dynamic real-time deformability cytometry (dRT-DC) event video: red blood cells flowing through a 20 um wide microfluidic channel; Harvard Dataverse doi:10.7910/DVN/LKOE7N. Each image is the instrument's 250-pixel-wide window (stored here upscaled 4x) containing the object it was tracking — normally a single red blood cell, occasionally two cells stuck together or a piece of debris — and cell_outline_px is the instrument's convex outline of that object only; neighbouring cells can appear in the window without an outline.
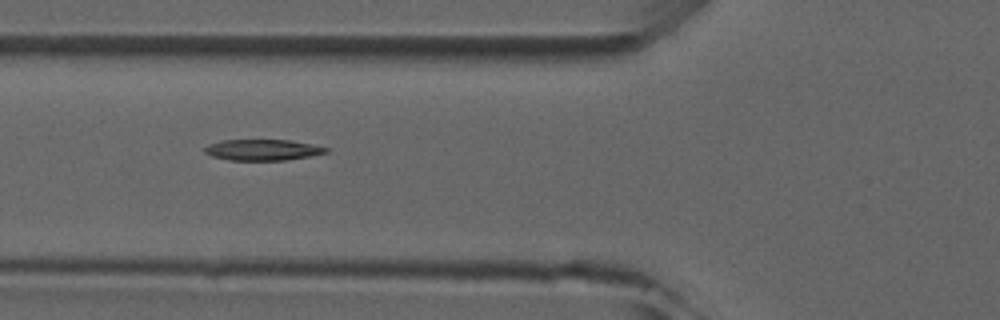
{"species": "common noctule bat (a hibernating species)", "species_latin": "Nyctalus noctula", "temperature_condition": "room temperature", "stored_images_in_passage": 5, "camera_frame_rate_fps": 3000, "um_per_image_px": 0.085, "animal": {"sex": "male", "forearm_length_mm": 52.5}, "frame": {"image": 1, "passage_image": 5, "time_ms": 4.667, "image_size_px": [1000, 320], "cell_outline_px": [[328, 152], [308, 156], [284, 160], [228, 160], [212, 156], [204, 152], [204, 148], [212, 144], [224, 140], [288, 140], [312, 144], [328, 148]], "centroid_in_image_um": [22.33, 12.74], "position_along_channel_um": 103.5, "area_um2": 14.57}}